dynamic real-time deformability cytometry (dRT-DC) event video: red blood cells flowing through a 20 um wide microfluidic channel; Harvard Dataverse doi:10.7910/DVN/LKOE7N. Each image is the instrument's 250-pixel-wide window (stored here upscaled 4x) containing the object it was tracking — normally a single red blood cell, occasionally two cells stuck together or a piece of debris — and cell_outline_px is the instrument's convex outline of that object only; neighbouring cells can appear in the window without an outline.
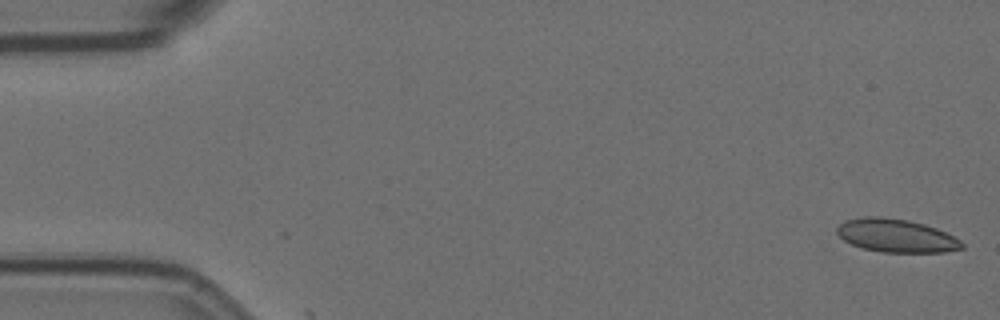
{"species": "Egyptian fruit bat (a non-hibernating species)", "species_latin": "Rousettus aegyptiacus", "temperature_condition": "room temperature", "stored_images_in_passage": 2, "camera_frame_rate_fps": 3000, "um_per_image_px": 0.085, "animal": {"sex": "female"}, "frame": {"image": 1, "passage_image": 1, "time_ms": 0.0, "image_size_px": [1000, 320], "cell_outline_px": [[964, 248], [944, 252], [884, 252], [860, 248], [844, 240], [836, 232], [836, 228], [844, 220], [864, 216], [880, 216], [908, 220], [924, 224], [936, 228], [960, 240], [964, 244]], "centroid_in_image_um": [76.15, 20.02], "position_along_channel_um": 8.9, "area_um2": 24.22}}